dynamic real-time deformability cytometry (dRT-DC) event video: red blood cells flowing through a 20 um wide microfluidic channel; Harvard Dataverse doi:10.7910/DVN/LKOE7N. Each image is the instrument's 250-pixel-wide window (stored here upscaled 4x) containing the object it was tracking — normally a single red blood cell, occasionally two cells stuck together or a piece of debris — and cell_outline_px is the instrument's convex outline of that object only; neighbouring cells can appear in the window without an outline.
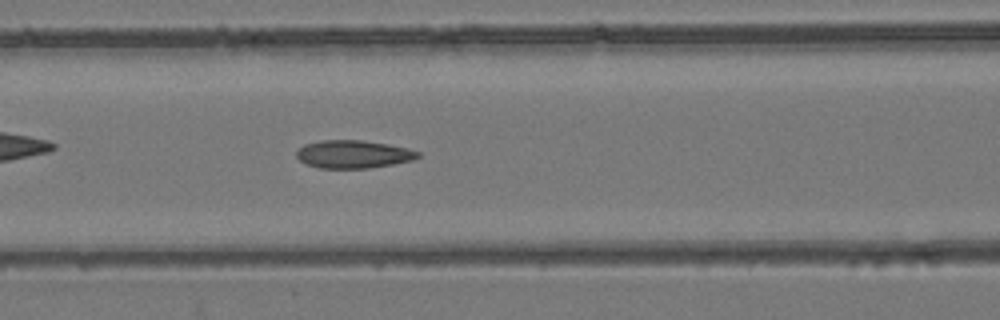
{"species": "common noctule bat (a hibernating species)", "species_latin": "Nyctalus noctula", "temperature_condition": "room temperature", "stored_images_in_passage": 53, "camera_frame_rate_fps": 3000, "um_per_image_px": 0.085, "animal": {"sex": "female", "body_mass_g": 24.6, "forearm_length_mm": 56.2}, "frame": {"image": 1, "passage_image": 23, "time_ms": 7.333, "image_size_px": [1000, 320], "cell_outline_px": [[420, 156], [412, 160], [392, 164], [368, 168], [320, 168], [308, 164], [300, 160], [296, 156], [296, 152], [304, 144], [320, 140], [360, 140], [388, 144], [408, 148], [420, 152]], "centroid_in_image_um": [30.03, 13.1], "position_along_channel_um": 136.6, "area_um2": 19.65}}
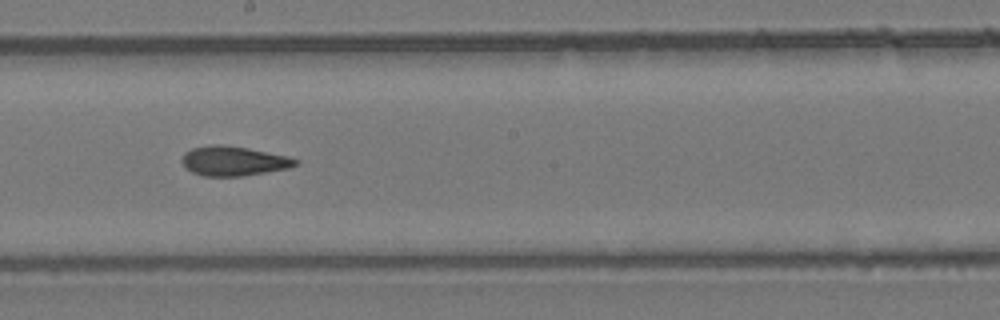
{"frame": {"image": 2, "passage_image": 30, "time_ms": 9.667, "image_size_px": [1000, 320], "cell_outline_px": [[300, 164], [288, 168], [244, 176], [204, 176], [192, 172], [180, 160], [184, 152], [192, 148], [212, 144], [220, 144], [248, 148], [288, 156], [300, 160]], "centroid_in_image_um": [19.87, 13.68], "position_along_channel_um": 228.3, "area_um2": 19.65}}
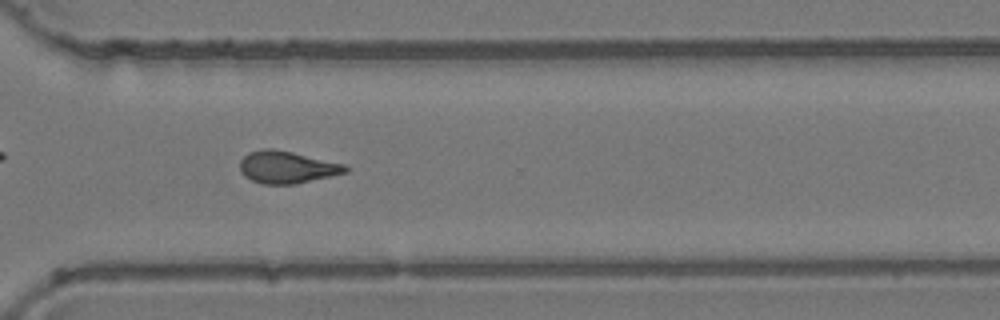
{"frame": {"image": 3, "passage_image": 39, "time_ms": 12.667, "image_size_px": [1000, 320], "cell_outline_px": [[348, 172], [296, 184], [264, 184], [252, 180], [244, 176], [240, 172], [240, 160], [248, 152], [260, 148], [272, 148], [292, 152], [344, 164], [348, 168]], "centroid_in_image_um": [24.35, 14.2], "position_along_channel_um": 346.2, "area_um2": 19.83}, "authors_computed_cell_mechanics": {"area_um2": 19.8254, "velocity_mm_per_s": 3.9352, "shape_relaxation_time_tau1_ms": null, "shape_relaxation_time_tau2_ms": 1.7318, "deformation_change_tau1": null, "deformation_change_tau2": 0.0752}}